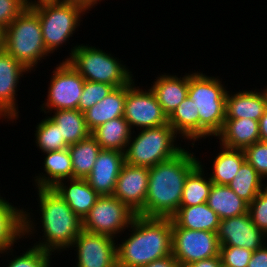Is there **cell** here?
<instances>
[{"instance_id": "6da1fadb", "label": "cell", "mask_w": 267, "mask_h": 267, "mask_svg": "<svg viewBox=\"0 0 267 267\" xmlns=\"http://www.w3.org/2000/svg\"><path fill=\"white\" fill-rule=\"evenodd\" d=\"M199 164V158L186 148L176 157L149 168L144 217L171 218L180 208L188 174Z\"/></svg>"}, {"instance_id": "7a4b0ae2", "label": "cell", "mask_w": 267, "mask_h": 267, "mask_svg": "<svg viewBox=\"0 0 267 267\" xmlns=\"http://www.w3.org/2000/svg\"><path fill=\"white\" fill-rule=\"evenodd\" d=\"M128 231L117 242V267H142L172 254L171 218L136 215Z\"/></svg>"}, {"instance_id": "3957f363", "label": "cell", "mask_w": 267, "mask_h": 267, "mask_svg": "<svg viewBox=\"0 0 267 267\" xmlns=\"http://www.w3.org/2000/svg\"><path fill=\"white\" fill-rule=\"evenodd\" d=\"M38 194L42 240L37 246L51 254L68 250L82 230V220L53 188H35ZM68 248V249H67ZM54 252V253H52Z\"/></svg>"}, {"instance_id": "277c9868", "label": "cell", "mask_w": 267, "mask_h": 267, "mask_svg": "<svg viewBox=\"0 0 267 267\" xmlns=\"http://www.w3.org/2000/svg\"><path fill=\"white\" fill-rule=\"evenodd\" d=\"M226 86L222 79L202 72L189 73L188 97L198 108L199 139L215 137L225 121Z\"/></svg>"}, {"instance_id": "5b68a950", "label": "cell", "mask_w": 267, "mask_h": 267, "mask_svg": "<svg viewBox=\"0 0 267 267\" xmlns=\"http://www.w3.org/2000/svg\"><path fill=\"white\" fill-rule=\"evenodd\" d=\"M69 53L65 61H68L86 81L106 83L118 88L134 80L132 72L123 61L110 52L106 53L89 44H76Z\"/></svg>"}, {"instance_id": "8992f818", "label": "cell", "mask_w": 267, "mask_h": 267, "mask_svg": "<svg viewBox=\"0 0 267 267\" xmlns=\"http://www.w3.org/2000/svg\"><path fill=\"white\" fill-rule=\"evenodd\" d=\"M4 50L30 72L50 56L45 47L38 15L27 7L5 28Z\"/></svg>"}, {"instance_id": "52a82bcc", "label": "cell", "mask_w": 267, "mask_h": 267, "mask_svg": "<svg viewBox=\"0 0 267 267\" xmlns=\"http://www.w3.org/2000/svg\"><path fill=\"white\" fill-rule=\"evenodd\" d=\"M140 131L135 136L132 133L124 152L125 163L129 165L150 168L176 157L185 149V146L177 145L180 136L169 124Z\"/></svg>"}, {"instance_id": "ba28073f", "label": "cell", "mask_w": 267, "mask_h": 267, "mask_svg": "<svg viewBox=\"0 0 267 267\" xmlns=\"http://www.w3.org/2000/svg\"><path fill=\"white\" fill-rule=\"evenodd\" d=\"M30 8L39 17L43 41L49 54L69 42L83 21L82 16L89 13L81 6L62 2H43Z\"/></svg>"}, {"instance_id": "9c48e42d", "label": "cell", "mask_w": 267, "mask_h": 267, "mask_svg": "<svg viewBox=\"0 0 267 267\" xmlns=\"http://www.w3.org/2000/svg\"><path fill=\"white\" fill-rule=\"evenodd\" d=\"M137 214L113 195L99 196L82 220V229L113 238L128 229ZM119 234V235H118Z\"/></svg>"}, {"instance_id": "30bf717a", "label": "cell", "mask_w": 267, "mask_h": 267, "mask_svg": "<svg viewBox=\"0 0 267 267\" xmlns=\"http://www.w3.org/2000/svg\"><path fill=\"white\" fill-rule=\"evenodd\" d=\"M52 73L41 112L47 115L53 110L78 109L85 79L65 60L57 64Z\"/></svg>"}, {"instance_id": "8fae6325", "label": "cell", "mask_w": 267, "mask_h": 267, "mask_svg": "<svg viewBox=\"0 0 267 267\" xmlns=\"http://www.w3.org/2000/svg\"><path fill=\"white\" fill-rule=\"evenodd\" d=\"M219 254L220 242L217 233L182 228L172 220V255L181 267L220 256Z\"/></svg>"}, {"instance_id": "7c38bea8", "label": "cell", "mask_w": 267, "mask_h": 267, "mask_svg": "<svg viewBox=\"0 0 267 267\" xmlns=\"http://www.w3.org/2000/svg\"><path fill=\"white\" fill-rule=\"evenodd\" d=\"M135 84V79L127 85L124 104V119L134 131L168 124V116L163 112L155 94L149 88L143 90Z\"/></svg>"}, {"instance_id": "4fadbf2b", "label": "cell", "mask_w": 267, "mask_h": 267, "mask_svg": "<svg viewBox=\"0 0 267 267\" xmlns=\"http://www.w3.org/2000/svg\"><path fill=\"white\" fill-rule=\"evenodd\" d=\"M105 234L81 230L70 248L76 251L75 267H117V241ZM74 247V248H73Z\"/></svg>"}, {"instance_id": "5bb4252c", "label": "cell", "mask_w": 267, "mask_h": 267, "mask_svg": "<svg viewBox=\"0 0 267 267\" xmlns=\"http://www.w3.org/2000/svg\"><path fill=\"white\" fill-rule=\"evenodd\" d=\"M28 211L14 206L0 194V257L2 252L13 248L22 237L36 236L34 234L37 232L38 223L35 222L33 213Z\"/></svg>"}, {"instance_id": "9a60e30c", "label": "cell", "mask_w": 267, "mask_h": 267, "mask_svg": "<svg viewBox=\"0 0 267 267\" xmlns=\"http://www.w3.org/2000/svg\"><path fill=\"white\" fill-rule=\"evenodd\" d=\"M25 73L31 72L5 50L0 52V120L14 123L19 118L16 92Z\"/></svg>"}, {"instance_id": "2e32d148", "label": "cell", "mask_w": 267, "mask_h": 267, "mask_svg": "<svg viewBox=\"0 0 267 267\" xmlns=\"http://www.w3.org/2000/svg\"><path fill=\"white\" fill-rule=\"evenodd\" d=\"M217 236L220 246L243 247L251 251L267 242V235L251 221L249 213L220 220Z\"/></svg>"}, {"instance_id": "e0dca14e", "label": "cell", "mask_w": 267, "mask_h": 267, "mask_svg": "<svg viewBox=\"0 0 267 267\" xmlns=\"http://www.w3.org/2000/svg\"><path fill=\"white\" fill-rule=\"evenodd\" d=\"M149 168L124 163L117 178L113 196L137 215L144 216Z\"/></svg>"}, {"instance_id": "ac0fdd59", "label": "cell", "mask_w": 267, "mask_h": 267, "mask_svg": "<svg viewBox=\"0 0 267 267\" xmlns=\"http://www.w3.org/2000/svg\"><path fill=\"white\" fill-rule=\"evenodd\" d=\"M124 163V152L101 149L91 173L85 179L100 196L113 195Z\"/></svg>"}, {"instance_id": "d6986e66", "label": "cell", "mask_w": 267, "mask_h": 267, "mask_svg": "<svg viewBox=\"0 0 267 267\" xmlns=\"http://www.w3.org/2000/svg\"><path fill=\"white\" fill-rule=\"evenodd\" d=\"M229 92L227 89L225 119L247 118L259 121L267 109V86L260 92L259 89Z\"/></svg>"}, {"instance_id": "ffe728a7", "label": "cell", "mask_w": 267, "mask_h": 267, "mask_svg": "<svg viewBox=\"0 0 267 267\" xmlns=\"http://www.w3.org/2000/svg\"><path fill=\"white\" fill-rule=\"evenodd\" d=\"M52 188L81 220L84 219L100 196L86 179L60 180Z\"/></svg>"}, {"instance_id": "44dd1931", "label": "cell", "mask_w": 267, "mask_h": 267, "mask_svg": "<svg viewBox=\"0 0 267 267\" xmlns=\"http://www.w3.org/2000/svg\"><path fill=\"white\" fill-rule=\"evenodd\" d=\"M184 76V77H183ZM182 77L169 75L168 73L160 74L156 81L152 82L151 91L155 94L156 99L163 112L169 117L175 109L188 96L189 73Z\"/></svg>"}, {"instance_id": "7402d4cb", "label": "cell", "mask_w": 267, "mask_h": 267, "mask_svg": "<svg viewBox=\"0 0 267 267\" xmlns=\"http://www.w3.org/2000/svg\"><path fill=\"white\" fill-rule=\"evenodd\" d=\"M219 145L242 149L260 141L259 121L252 119H225L221 131L215 136Z\"/></svg>"}, {"instance_id": "603a6c76", "label": "cell", "mask_w": 267, "mask_h": 267, "mask_svg": "<svg viewBox=\"0 0 267 267\" xmlns=\"http://www.w3.org/2000/svg\"><path fill=\"white\" fill-rule=\"evenodd\" d=\"M44 172L34 178L36 188H52L64 179H73L71 155L68 148L44 153Z\"/></svg>"}, {"instance_id": "cb8c5ba5", "label": "cell", "mask_w": 267, "mask_h": 267, "mask_svg": "<svg viewBox=\"0 0 267 267\" xmlns=\"http://www.w3.org/2000/svg\"><path fill=\"white\" fill-rule=\"evenodd\" d=\"M127 85L114 88L102 101L84 112L88 129L92 132L98 126L112 119L123 117Z\"/></svg>"}, {"instance_id": "d4e9b609", "label": "cell", "mask_w": 267, "mask_h": 267, "mask_svg": "<svg viewBox=\"0 0 267 267\" xmlns=\"http://www.w3.org/2000/svg\"><path fill=\"white\" fill-rule=\"evenodd\" d=\"M171 219L182 228L217 233L220 218L206 203L195 206H180Z\"/></svg>"}, {"instance_id": "484cf974", "label": "cell", "mask_w": 267, "mask_h": 267, "mask_svg": "<svg viewBox=\"0 0 267 267\" xmlns=\"http://www.w3.org/2000/svg\"><path fill=\"white\" fill-rule=\"evenodd\" d=\"M208 206L220 220L248 213L249 204L240 198L228 185L212 183L207 200Z\"/></svg>"}, {"instance_id": "4316f807", "label": "cell", "mask_w": 267, "mask_h": 267, "mask_svg": "<svg viewBox=\"0 0 267 267\" xmlns=\"http://www.w3.org/2000/svg\"><path fill=\"white\" fill-rule=\"evenodd\" d=\"M132 129L124 117H118L98 126L91 132L101 149L125 152Z\"/></svg>"}, {"instance_id": "83f0119b", "label": "cell", "mask_w": 267, "mask_h": 267, "mask_svg": "<svg viewBox=\"0 0 267 267\" xmlns=\"http://www.w3.org/2000/svg\"><path fill=\"white\" fill-rule=\"evenodd\" d=\"M168 124L188 143L193 140V147L199 141V112L188 96L168 117Z\"/></svg>"}, {"instance_id": "f1b7e54d", "label": "cell", "mask_w": 267, "mask_h": 267, "mask_svg": "<svg viewBox=\"0 0 267 267\" xmlns=\"http://www.w3.org/2000/svg\"><path fill=\"white\" fill-rule=\"evenodd\" d=\"M51 113H53L51 115ZM49 116L58 126L63 138L69 145L75 144L91 135L84 113L78 109L57 110L49 112Z\"/></svg>"}, {"instance_id": "f546056e", "label": "cell", "mask_w": 267, "mask_h": 267, "mask_svg": "<svg viewBox=\"0 0 267 267\" xmlns=\"http://www.w3.org/2000/svg\"><path fill=\"white\" fill-rule=\"evenodd\" d=\"M221 150L214 156L213 170L208 175L210 180L217 185H228L246 161L244 150L230 149L220 145Z\"/></svg>"}, {"instance_id": "4dcf8cb0", "label": "cell", "mask_w": 267, "mask_h": 267, "mask_svg": "<svg viewBox=\"0 0 267 267\" xmlns=\"http://www.w3.org/2000/svg\"><path fill=\"white\" fill-rule=\"evenodd\" d=\"M203 167H205L204 164L199 160V164L188 174L184 183L180 206H195L207 202L213 182Z\"/></svg>"}, {"instance_id": "1f68e13d", "label": "cell", "mask_w": 267, "mask_h": 267, "mask_svg": "<svg viewBox=\"0 0 267 267\" xmlns=\"http://www.w3.org/2000/svg\"><path fill=\"white\" fill-rule=\"evenodd\" d=\"M71 155L73 179H85L92 171L98 153L101 151L96 139L90 135L68 147Z\"/></svg>"}, {"instance_id": "d6a6232c", "label": "cell", "mask_w": 267, "mask_h": 267, "mask_svg": "<svg viewBox=\"0 0 267 267\" xmlns=\"http://www.w3.org/2000/svg\"><path fill=\"white\" fill-rule=\"evenodd\" d=\"M257 171L245 161L228 186L243 200L250 204L267 186ZM263 182V183H262Z\"/></svg>"}, {"instance_id": "836d02e7", "label": "cell", "mask_w": 267, "mask_h": 267, "mask_svg": "<svg viewBox=\"0 0 267 267\" xmlns=\"http://www.w3.org/2000/svg\"><path fill=\"white\" fill-rule=\"evenodd\" d=\"M34 131L35 143L39 151L45 153L49 151H59L68 148L70 145L61 138L56 123L47 115L37 123Z\"/></svg>"}, {"instance_id": "e575fe53", "label": "cell", "mask_w": 267, "mask_h": 267, "mask_svg": "<svg viewBox=\"0 0 267 267\" xmlns=\"http://www.w3.org/2000/svg\"><path fill=\"white\" fill-rule=\"evenodd\" d=\"M13 252L14 249L11 248L1 253L2 257L4 254L5 256L7 254V257L8 255H12V258L14 257L13 259L10 258V260H7L9 263L6 265V267H51V256L53 254L44 251L43 249L37 246H31V248H28L26 251H23L24 253H20V255L14 256Z\"/></svg>"}, {"instance_id": "d590c367", "label": "cell", "mask_w": 267, "mask_h": 267, "mask_svg": "<svg viewBox=\"0 0 267 267\" xmlns=\"http://www.w3.org/2000/svg\"><path fill=\"white\" fill-rule=\"evenodd\" d=\"M114 87L106 83L86 81L80 97L78 110L84 113L95 104L102 101L113 91Z\"/></svg>"}, {"instance_id": "8d00e7d4", "label": "cell", "mask_w": 267, "mask_h": 267, "mask_svg": "<svg viewBox=\"0 0 267 267\" xmlns=\"http://www.w3.org/2000/svg\"><path fill=\"white\" fill-rule=\"evenodd\" d=\"M244 153L246 161L265 180L267 178V142L257 141L246 147Z\"/></svg>"}, {"instance_id": "74e56055", "label": "cell", "mask_w": 267, "mask_h": 267, "mask_svg": "<svg viewBox=\"0 0 267 267\" xmlns=\"http://www.w3.org/2000/svg\"><path fill=\"white\" fill-rule=\"evenodd\" d=\"M253 251L243 247L220 246L221 263L225 267H247Z\"/></svg>"}, {"instance_id": "f35d334b", "label": "cell", "mask_w": 267, "mask_h": 267, "mask_svg": "<svg viewBox=\"0 0 267 267\" xmlns=\"http://www.w3.org/2000/svg\"><path fill=\"white\" fill-rule=\"evenodd\" d=\"M251 221L267 235V186L249 204Z\"/></svg>"}, {"instance_id": "ab89813d", "label": "cell", "mask_w": 267, "mask_h": 267, "mask_svg": "<svg viewBox=\"0 0 267 267\" xmlns=\"http://www.w3.org/2000/svg\"><path fill=\"white\" fill-rule=\"evenodd\" d=\"M26 8L25 0H0V25L6 28Z\"/></svg>"}, {"instance_id": "60d3db41", "label": "cell", "mask_w": 267, "mask_h": 267, "mask_svg": "<svg viewBox=\"0 0 267 267\" xmlns=\"http://www.w3.org/2000/svg\"><path fill=\"white\" fill-rule=\"evenodd\" d=\"M247 267H267V243L253 251Z\"/></svg>"}, {"instance_id": "b9f144b4", "label": "cell", "mask_w": 267, "mask_h": 267, "mask_svg": "<svg viewBox=\"0 0 267 267\" xmlns=\"http://www.w3.org/2000/svg\"><path fill=\"white\" fill-rule=\"evenodd\" d=\"M142 267H181L180 263L174 258L172 254L150 262Z\"/></svg>"}, {"instance_id": "7bdbcfd3", "label": "cell", "mask_w": 267, "mask_h": 267, "mask_svg": "<svg viewBox=\"0 0 267 267\" xmlns=\"http://www.w3.org/2000/svg\"><path fill=\"white\" fill-rule=\"evenodd\" d=\"M221 265L222 263L220 256H214L212 258L195 261L187 267H221Z\"/></svg>"}, {"instance_id": "ee69618b", "label": "cell", "mask_w": 267, "mask_h": 267, "mask_svg": "<svg viewBox=\"0 0 267 267\" xmlns=\"http://www.w3.org/2000/svg\"><path fill=\"white\" fill-rule=\"evenodd\" d=\"M101 1L102 0H61L62 3L81 6L86 12L91 11V8L100 4Z\"/></svg>"}, {"instance_id": "f6af8a7d", "label": "cell", "mask_w": 267, "mask_h": 267, "mask_svg": "<svg viewBox=\"0 0 267 267\" xmlns=\"http://www.w3.org/2000/svg\"><path fill=\"white\" fill-rule=\"evenodd\" d=\"M260 141L267 142V109L259 119Z\"/></svg>"}, {"instance_id": "bcb514c9", "label": "cell", "mask_w": 267, "mask_h": 267, "mask_svg": "<svg viewBox=\"0 0 267 267\" xmlns=\"http://www.w3.org/2000/svg\"><path fill=\"white\" fill-rule=\"evenodd\" d=\"M43 2H61V0H25L27 7H32Z\"/></svg>"}, {"instance_id": "7dc6e473", "label": "cell", "mask_w": 267, "mask_h": 267, "mask_svg": "<svg viewBox=\"0 0 267 267\" xmlns=\"http://www.w3.org/2000/svg\"><path fill=\"white\" fill-rule=\"evenodd\" d=\"M5 28L0 25V52L4 50Z\"/></svg>"}]
</instances>
